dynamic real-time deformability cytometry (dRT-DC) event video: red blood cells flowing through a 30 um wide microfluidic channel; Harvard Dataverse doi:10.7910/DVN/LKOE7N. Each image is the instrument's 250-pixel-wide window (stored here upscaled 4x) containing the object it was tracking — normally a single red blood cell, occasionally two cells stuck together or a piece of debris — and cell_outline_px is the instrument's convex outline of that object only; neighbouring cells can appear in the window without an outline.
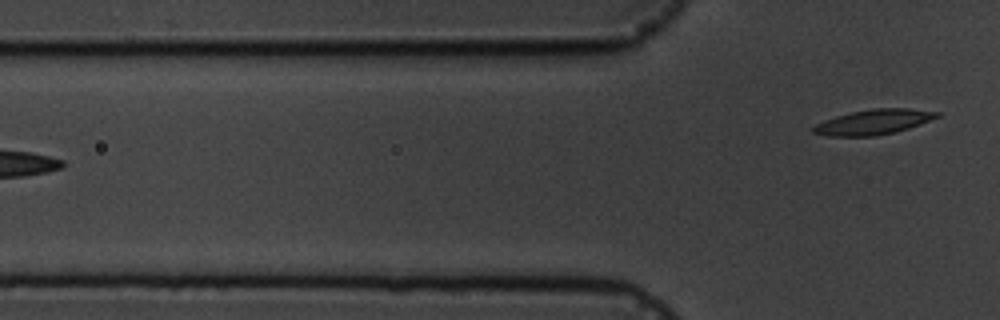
{"species": "common noctule bat (a hibernating species)", "species_latin": "Nyctalus noctula", "temperature_condition": "cold", "stored_images_in_passage": 7, "camera_frame_rate_fps": 3000, "um_per_image_px": 0.085, "animal": {"sex": "male", "body_mass_g": 19.5, "forearm_length_mm": 54.6}, "frame": {"image": 1, "passage_image": 7, "time_ms": 7.0, "image_size_px": [1000, 320], "cell_outline_px": [[940, 116], [920, 124], [908, 128], [876, 136], [828, 136], [812, 132], [808, 128], [824, 120], [836, 116], [852, 112], [872, 108], [908, 108], [940, 112]], "centroid_in_image_um": [74.21, 10.37], "position_along_channel_um": 51.6, "area_um2": 18.03}}